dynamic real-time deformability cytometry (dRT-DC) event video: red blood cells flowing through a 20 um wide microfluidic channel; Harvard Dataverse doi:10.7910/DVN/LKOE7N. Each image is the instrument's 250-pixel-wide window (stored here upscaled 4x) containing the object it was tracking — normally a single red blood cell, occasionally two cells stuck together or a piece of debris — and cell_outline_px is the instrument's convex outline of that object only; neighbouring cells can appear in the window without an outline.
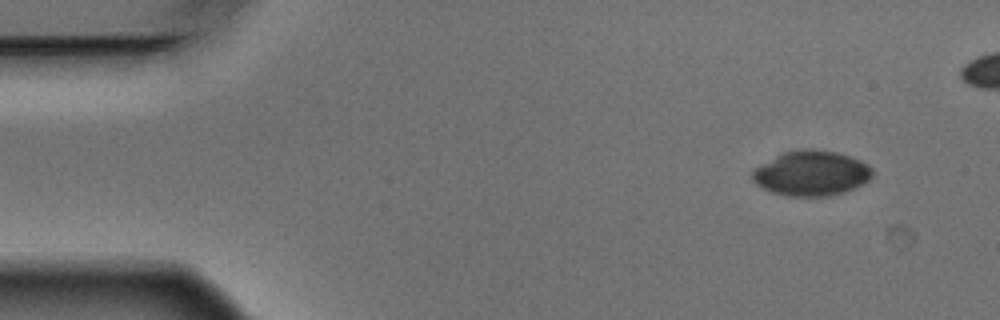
{"species": "Egyptian fruit bat (a non-hibernating species)", "species_latin": "Rousettus aegyptiacus", "temperature_condition": "warm", "stored_images_in_passage": 5, "camera_frame_rate_fps": 3000, "um_per_image_px": 0.085, "animal": {"sex": "male"}, "frame": {"image": 1, "passage_image": 1, "time_ms": 0.0, "image_size_px": [1000, 320], "cell_outline_px": [[872, 176], [864, 184], [844, 192], [828, 196], [788, 196], [772, 192], [756, 184], [752, 180], [752, 172], [756, 168], [776, 156], [784, 152], [800, 148], [812, 148], [836, 152], [860, 160], [868, 164], [872, 168]], "centroid_in_image_um": [68.99, 14.72], "position_along_channel_um": 16.0, "area_um2": 31.44}}